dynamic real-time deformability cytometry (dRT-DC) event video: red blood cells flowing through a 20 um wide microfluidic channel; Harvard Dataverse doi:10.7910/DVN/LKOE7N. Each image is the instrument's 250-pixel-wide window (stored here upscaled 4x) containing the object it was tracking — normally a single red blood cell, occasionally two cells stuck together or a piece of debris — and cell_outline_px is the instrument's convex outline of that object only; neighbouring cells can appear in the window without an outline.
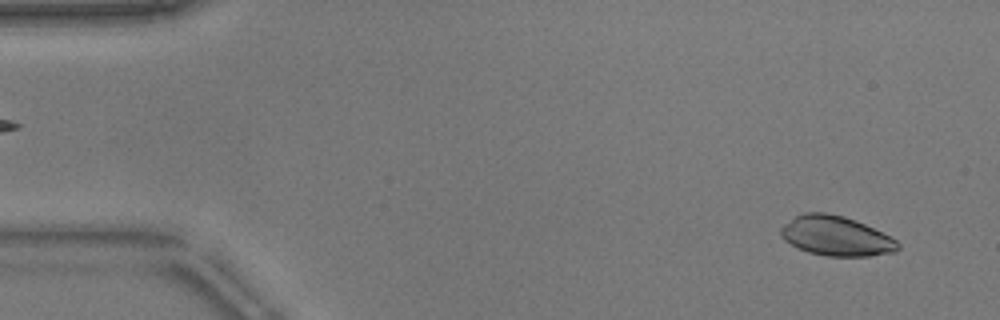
{"species": "common noctule bat (a hibernating species)", "species_latin": "Nyctalus noctula", "temperature_condition": "warm", "stored_images_in_passage": 14, "camera_frame_rate_fps": 3000, "um_per_image_px": 0.085, "animal": {"sex": "male", "body_mass_g": 17.9}, "frame": {"image": 1, "passage_image": 4, "time_ms": 1.0, "image_size_px": [1000, 320], "cell_outline_px": [[900, 248], [896, 252], [868, 256], [824, 256], [808, 252], [796, 248], [784, 240], [780, 236], [780, 228], [784, 224], [796, 216], [804, 212], [824, 212], [844, 216], [856, 220], [896, 240], [900, 244]], "centroid_in_image_um": [71.03, 20.07], "position_along_channel_um": 14.0, "area_um2": 27.17}}